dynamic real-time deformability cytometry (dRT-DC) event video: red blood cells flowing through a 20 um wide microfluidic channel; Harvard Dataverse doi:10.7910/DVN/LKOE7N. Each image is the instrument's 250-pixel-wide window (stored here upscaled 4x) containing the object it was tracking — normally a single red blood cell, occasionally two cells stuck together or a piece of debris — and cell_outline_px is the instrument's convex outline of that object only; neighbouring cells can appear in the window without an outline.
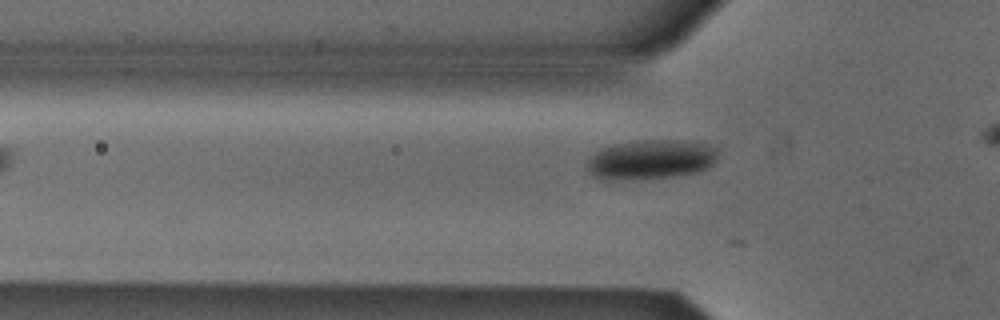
{"species": "Egyptian fruit bat (a non-hibernating species)", "species_latin": "Rousettus aegyptiacus", "temperature_condition": "cold", "stored_images_in_passage": 5, "camera_frame_rate_fps": 3000, "um_per_image_px": 0.085, "animal": {"sex": "male"}, "frame": {"image": 1, "passage_image": 3, "time_ms": 0.667, "image_size_px": [1000, 320], "cell_outline_px": [[716, 160], [712, 164], [696, 172], [672, 176], [608, 180], [592, 176], [584, 168], [584, 164], [596, 152], [604, 148], [616, 144], [640, 140], [692, 140], [716, 148]], "centroid_in_image_um": [55.27, 13.55], "position_along_channel_um": 70.5, "area_um2": 29.88}}